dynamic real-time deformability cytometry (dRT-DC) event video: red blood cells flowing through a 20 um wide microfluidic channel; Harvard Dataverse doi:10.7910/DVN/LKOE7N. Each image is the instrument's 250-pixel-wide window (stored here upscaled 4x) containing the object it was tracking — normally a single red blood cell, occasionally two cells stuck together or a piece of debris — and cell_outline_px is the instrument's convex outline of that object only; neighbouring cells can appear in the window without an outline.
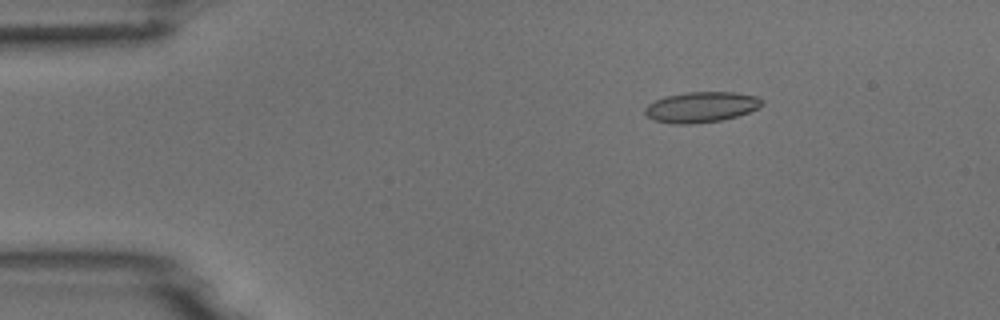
{"species": "common noctule bat (a hibernating species)", "species_latin": "Nyctalus noctula", "temperature_condition": "room temperature", "stored_images_in_passage": 4, "camera_frame_rate_fps": 3000, "um_per_image_px": 0.085, "animal": {"sex": "male", "body_mass_g": 18.8}, "frame": {"image": 1, "passage_image": 3, "time_ms": 0.667, "image_size_px": [1000, 320], "cell_outline_px": [[764, 104], [748, 112], [736, 116], [720, 120], [692, 124], [672, 124], [652, 120], [644, 112], [644, 108], [648, 104], [664, 96], [688, 92], [736, 92], [760, 96], [764, 100]], "centroid_in_image_um": [59.61, 9.09], "position_along_channel_um": 25.4, "area_um2": 20.98}}